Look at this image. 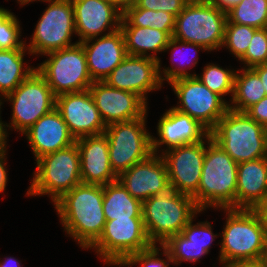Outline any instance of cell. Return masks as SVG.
<instances>
[{
  "instance_id": "cell-19",
  "label": "cell",
  "mask_w": 267,
  "mask_h": 267,
  "mask_svg": "<svg viewBox=\"0 0 267 267\" xmlns=\"http://www.w3.org/2000/svg\"><path fill=\"white\" fill-rule=\"evenodd\" d=\"M158 121L159 139L152 135V151L155 154H158L162 145L167 149H161V153L181 145L204 141L210 135V131L199 121L173 107L166 110Z\"/></svg>"
},
{
  "instance_id": "cell-14",
  "label": "cell",
  "mask_w": 267,
  "mask_h": 267,
  "mask_svg": "<svg viewBox=\"0 0 267 267\" xmlns=\"http://www.w3.org/2000/svg\"><path fill=\"white\" fill-rule=\"evenodd\" d=\"M207 138L164 151L161 156L166 163L170 187L176 192L194 196L198 191Z\"/></svg>"
},
{
  "instance_id": "cell-44",
  "label": "cell",
  "mask_w": 267,
  "mask_h": 267,
  "mask_svg": "<svg viewBox=\"0 0 267 267\" xmlns=\"http://www.w3.org/2000/svg\"><path fill=\"white\" fill-rule=\"evenodd\" d=\"M252 69L258 74L267 95V63L254 66Z\"/></svg>"
},
{
  "instance_id": "cell-6",
  "label": "cell",
  "mask_w": 267,
  "mask_h": 267,
  "mask_svg": "<svg viewBox=\"0 0 267 267\" xmlns=\"http://www.w3.org/2000/svg\"><path fill=\"white\" fill-rule=\"evenodd\" d=\"M227 12L209 0H190L175 17L172 37L203 46L207 52L222 48Z\"/></svg>"
},
{
  "instance_id": "cell-40",
  "label": "cell",
  "mask_w": 267,
  "mask_h": 267,
  "mask_svg": "<svg viewBox=\"0 0 267 267\" xmlns=\"http://www.w3.org/2000/svg\"><path fill=\"white\" fill-rule=\"evenodd\" d=\"M246 113L257 123L267 128V96L251 106Z\"/></svg>"
},
{
  "instance_id": "cell-25",
  "label": "cell",
  "mask_w": 267,
  "mask_h": 267,
  "mask_svg": "<svg viewBox=\"0 0 267 267\" xmlns=\"http://www.w3.org/2000/svg\"><path fill=\"white\" fill-rule=\"evenodd\" d=\"M127 54L160 60L156 54L164 52L171 37L165 32L151 27L120 26ZM153 54H150V53Z\"/></svg>"
},
{
  "instance_id": "cell-46",
  "label": "cell",
  "mask_w": 267,
  "mask_h": 267,
  "mask_svg": "<svg viewBox=\"0 0 267 267\" xmlns=\"http://www.w3.org/2000/svg\"><path fill=\"white\" fill-rule=\"evenodd\" d=\"M212 4L216 5L220 9H223L225 12H227L229 9H231L233 6L240 3L242 0H209Z\"/></svg>"
},
{
  "instance_id": "cell-13",
  "label": "cell",
  "mask_w": 267,
  "mask_h": 267,
  "mask_svg": "<svg viewBox=\"0 0 267 267\" xmlns=\"http://www.w3.org/2000/svg\"><path fill=\"white\" fill-rule=\"evenodd\" d=\"M179 99L174 109L188 114L211 131L229 109V102L208 89L197 76L180 78L169 83Z\"/></svg>"
},
{
  "instance_id": "cell-49",
  "label": "cell",
  "mask_w": 267,
  "mask_h": 267,
  "mask_svg": "<svg viewBox=\"0 0 267 267\" xmlns=\"http://www.w3.org/2000/svg\"><path fill=\"white\" fill-rule=\"evenodd\" d=\"M18 3L22 6V5H26L29 4L30 2H35V1H41V2H46L47 0H17Z\"/></svg>"
},
{
  "instance_id": "cell-22",
  "label": "cell",
  "mask_w": 267,
  "mask_h": 267,
  "mask_svg": "<svg viewBox=\"0 0 267 267\" xmlns=\"http://www.w3.org/2000/svg\"><path fill=\"white\" fill-rule=\"evenodd\" d=\"M80 153L81 181L84 184L106 185L117 181L109 158L105 133L76 140Z\"/></svg>"
},
{
  "instance_id": "cell-5",
  "label": "cell",
  "mask_w": 267,
  "mask_h": 267,
  "mask_svg": "<svg viewBox=\"0 0 267 267\" xmlns=\"http://www.w3.org/2000/svg\"><path fill=\"white\" fill-rule=\"evenodd\" d=\"M210 135L236 163L267 156V128L246 112L228 109Z\"/></svg>"
},
{
  "instance_id": "cell-12",
  "label": "cell",
  "mask_w": 267,
  "mask_h": 267,
  "mask_svg": "<svg viewBox=\"0 0 267 267\" xmlns=\"http://www.w3.org/2000/svg\"><path fill=\"white\" fill-rule=\"evenodd\" d=\"M48 7L35 25L31 42L26 45L30 54L40 56L65 49L76 34L74 8L71 0H47Z\"/></svg>"
},
{
  "instance_id": "cell-43",
  "label": "cell",
  "mask_w": 267,
  "mask_h": 267,
  "mask_svg": "<svg viewBox=\"0 0 267 267\" xmlns=\"http://www.w3.org/2000/svg\"><path fill=\"white\" fill-rule=\"evenodd\" d=\"M113 6H115L121 13H124L127 9L135 7L139 0H107Z\"/></svg>"
},
{
  "instance_id": "cell-24",
  "label": "cell",
  "mask_w": 267,
  "mask_h": 267,
  "mask_svg": "<svg viewBox=\"0 0 267 267\" xmlns=\"http://www.w3.org/2000/svg\"><path fill=\"white\" fill-rule=\"evenodd\" d=\"M267 197V158L238 163L236 209H254Z\"/></svg>"
},
{
  "instance_id": "cell-30",
  "label": "cell",
  "mask_w": 267,
  "mask_h": 267,
  "mask_svg": "<svg viewBox=\"0 0 267 267\" xmlns=\"http://www.w3.org/2000/svg\"><path fill=\"white\" fill-rule=\"evenodd\" d=\"M121 26L151 27L165 31L172 38L175 17L164 11L131 7L123 13Z\"/></svg>"
},
{
  "instance_id": "cell-18",
  "label": "cell",
  "mask_w": 267,
  "mask_h": 267,
  "mask_svg": "<svg viewBox=\"0 0 267 267\" xmlns=\"http://www.w3.org/2000/svg\"><path fill=\"white\" fill-rule=\"evenodd\" d=\"M74 8L77 42L115 32L123 13L107 0H71ZM107 31V33L105 32Z\"/></svg>"
},
{
  "instance_id": "cell-1",
  "label": "cell",
  "mask_w": 267,
  "mask_h": 267,
  "mask_svg": "<svg viewBox=\"0 0 267 267\" xmlns=\"http://www.w3.org/2000/svg\"><path fill=\"white\" fill-rule=\"evenodd\" d=\"M64 231L83 249L101 236L106 223L103 212V185L80 183L54 202Z\"/></svg>"
},
{
  "instance_id": "cell-10",
  "label": "cell",
  "mask_w": 267,
  "mask_h": 267,
  "mask_svg": "<svg viewBox=\"0 0 267 267\" xmlns=\"http://www.w3.org/2000/svg\"><path fill=\"white\" fill-rule=\"evenodd\" d=\"M3 99L12 104L11 122H5L6 127L22 135L56 106V96L36 69Z\"/></svg>"
},
{
  "instance_id": "cell-16",
  "label": "cell",
  "mask_w": 267,
  "mask_h": 267,
  "mask_svg": "<svg viewBox=\"0 0 267 267\" xmlns=\"http://www.w3.org/2000/svg\"><path fill=\"white\" fill-rule=\"evenodd\" d=\"M104 82L114 88L139 95L147 104L149 92L162 88L158 75V61L150 57L128 55L105 78Z\"/></svg>"
},
{
  "instance_id": "cell-7",
  "label": "cell",
  "mask_w": 267,
  "mask_h": 267,
  "mask_svg": "<svg viewBox=\"0 0 267 267\" xmlns=\"http://www.w3.org/2000/svg\"><path fill=\"white\" fill-rule=\"evenodd\" d=\"M28 196L48 195L52 203L82 183L80 153L76 142L36 161Z\"/></svg>"
},
{
  "instance_id": "cell-9",
  "label": "cell",
  "mask_w": 267,
  "mask_h": 267,
  "mask_svg": "<svg viewBox=\"0 0 267 267\" xmlns=\"http://www.w3.org/2000/svg\"><path fill=\"white\" fill-rule=\"evenodd\" d=\"M45 56L48 59L39 64L36 70L45 78L56 97L84 91L92 85L86 55L80 42Z\"/></svg>"
},
{
  "instance_id": "cell-23",
  "label": "cell",
  "mask_w": 267,
  "mask_h": 267,
  "mask_svg": "<svg viewBox=\"0 0 267 267\" xmlns=\"http://www.w3.org/2000/svg\"><path fill=\"white\" fill-rule=\"evenodd\" d=\"M23 135L29 141L35 161L76 142L56 108L39 118Z\"/></svg>"
},
{
  "instance_id": "cell-34",
  "label": "cell",
  "mask_w": 267,
  "mask_h": 267,
  "mask_svg": "<svg viewBox=\"0 0 267 267\" xmlns=\"http://www.w3.org/2000/svg\"><path fill=\"white\" fill-rule=\"evenodd\" d=\"M20 37L19 20L14 13L0 7V50L27 49L26 41Z\"/></svg>"
},
{
  "instance_id": "cell-47",
  "label": "cell",
  "mask_w": 267,
  "mask_h": 267,
  "mask_svg": "<svg viewBox=\"0 0 267 267\" xmlns=\"http://www.w3.org/2000/svg\"><path fill=\"white\" fill-rule=\"evenodd\" d=\"M221 264L222 267H262L260 262H232Z\"/></svg>"
},
{
  "instance_id": "cell-17",
  "label": "cell",
  "mask_w": 267,
  "mask_h": 267,
  "mask_svg": "<svg viewBox=\"0 0 267 267\" xmlns=\"http://www.w3.org/2000/svg\"><path fill=\"white\" fill-rule=\"evenodd\" d=\"M89 91L106 126L143 117L148 111V104L139 95L104 81H94Z\"/></svg>"
},
{
  "instance_id": "cell-4",
  "label": "cell",
  "mask_w": 267,
  "mask_h": 267,
  "mask_svg": "<svg viewBox=\"0 0 267 267\" xmlns=\"http://www.w3.org/2000/svg\"><path fill=\"white\" fill-rule=\"evenodd\" d=\"M199 213L192 196L172 187L142 202L143 223L152 244L162 245L170 236L181 233Z\"/></svg>"
},
{
  "instance_id": "cell-28",
  "label": "cell",
  "mask_w": 267,
  "mask_h": 267,
  "mask_svg": "<svg viewBox=\"0 0 267 267\" xmlns=\"http://www.w3.org/2000/svg\"><path fill=\"white\" fill-rule=\"evenodd\" d=\"M266 92L258 74L252 68L236 70L234 93L230 99L229 109L246 112L251 106L264 98Z\"/></svg>"
},
{
  "instance_id": "cell-33",
  "label": "cell",
  "mask_w": 267,
  "mask_h": 267,
  "mask_svg": "<svg viewBox=\"0 0 267 267\" xmlns=\"http://www.w3.org/2000/svg\"><path fill=\"white\" fill-rule=\"evenodd\" d=\"M162 246L169 252L176 266L183 261L200 262V258L208 254L202 246L193 245L182 233L170 236Z\"/></svg>"
},
{
  "instance_id": "cell-26",
  "label": "cell",
  "mask_w": 267,
  "mask_h": 267,
  "mask_svg": "<svg viewBox=\"0 0 267 267\" xmlns=\"http://www.w3.org/2000/svg\"><path fill=\"white\" fill-rule=\"evenodd\" d=\"M103 212L106 221L143 218L142 202L134 198L118 180L103 185Z\"/></svg>"
},
{
  "instance_id": "cell-36",
  "label": "cell",
  "mask_w": 267,
  "mask_h": 267,
  "mask_svg": "<svg viewBox=\"0 0 267 267\" xmlns=\"http://www.w3.org/2000/svg\"><path fill=\"white\" fill-rule=\"evenodd\" d=\"M159 255H164L165 260ZM170 263L173 264L169 252L162 245L158 247L153 244L148 249L129 256L120 266L132 267V265L141 264V267H170Z\"/></svg>"
},
{
  "instance_id": "cell-29",
  "label": "cell",
  "mask_w": 267,
  "mask_h": 267,
  "mask_svg": "<svg viewBox=\"0 0 267 267\" xmlns=\"http://www.w3.org/2000/svg\"><path fill=\"white\" fill-rule=\"evenodd\" d=\"M189 50V49H193L192 51H195V54L198 53V49L199 50H202V51H207L203 46L201 45H198V44H194V43H189V42H183V41H180V40H177L175 38H171L168 45L166 46L164 52H167L169 50H171V60L172 61H176L175 60V57H176V54L177 56L181 54V56L183 55V51L185 50ZM183 50V51H181ZM181 51V53H180ZM190 51V50H189ZM179 53V54H178ZM186 54V53H185ZM188 54V53H187ZM194 54V52L192 53ZM180 56V57H181ZM186 55L182 56L183 58L185 57ZM196 56V55H195ZM193 57V56H192ZM182 58V59H183ZM186 58V57H185ZM188 58V57H187ZM190 58V57H189ZM180 59V58H179ZM181 59V60H182ZM191 59V58H190ZM185 62V61H184ZM189 63H187V68L184 67V64H182L180 66V63L177 64V66L175 64L172 63V67H166V68H163L161 67V60L158 61V75L161 79V82L163 83L164 81H167L168 83H171L172 81L174 80H177V79H180V78H187V77H192V76H196L197 74L194 73H188L187 69H189L191 71V68L195 67V65L197 64L198 62V58L197 56L194 57V59H191V63L190 61H188ZM177 63V62H176ZM186 65V64H185ZM176 66V67H175ZM163 68V70H162ZM162 70V71H161ZM163 74V75H162Z\"/></svg>"
},
{
  "instance_id": "cell-2",
  "label": "cell",
  "mask_w": 267,
  "mask_h": 267,
  "mask_svg": "<svg viewBox=\"0 0 267 267\" xmlns=\"http://www.w3.org/2000/svg\"><path fill=\"white\" fill-rule=\"evenodd\" d=\"M237 168L238 163L209 135L198 191L193 196L201 212L209 207L236 209Z\"/></svg>"
},
{
  "instance_id": "cell-50",
  "label": "cell",
  "mask_w": 267,
  "mask_h": 267,
  "mask_svg": "<svg viewBox=\"0 0 267 267\" xmlns=\"http://www.w3.org/2000/svg\"><path fill=\"white\" fill-rule=\"evenodd\" d=\"M262 267H267V254L260 261Z\"/></svg>"
},
{
  "instance_id": "cell-3",
  "label": "cell",
  "mask_w": 267,
  "mask_h": 267,
  "mask_svg": "<svg viewBox=\"0 0 267 267\" xmlns=\"http://www.w3.org/2000/svg\"><path fill=\"white\" fill-rule=\"evenodd\" d=\"M226 213L220 234L219 262H260L267 254V236L253 209H219Z\"/></svg>"
},
{
  "instance_id": "cell-8",
  "label": "cell",
  "mask_w": 267,
  "mask_h": 267,
  "mask_svg": "<svg viewBox=\"0 0 267 267\" xmlns=\"http://www.w3.org/2000/svg\"><path fill=\"white\" fill-rule=\"evenodd\" d=\"M147 114L106 126L110 164L117 176L153 154L152 135L145 127Z\"/></svg>"
},
{
  "instance_id": "cell-38",
  "label": "cell",
  "mask_w": 267,
  "mask_h": 267,
  "mask_svg": "<svg viewBox=\"0 0 267 267\" xmlns=\"http://www.w3.org/2000/svg\"><path fill=\"white\" fill-rule=\"evenodd\" d=\"M192 219L182 230V234L191 241L193 245L202 246L208 253L212 242L217 238V234L212 232L211 223L208 221L193 224Z\"/></svg>"
},
{
  "instance_id": "cell-45",
  "label": "cell",
  "mask_w": 267,
  "mask_h": 267,
  "mask_svg": "<svg viewBox=\"0 0 267 267\" xmlns=\"http://www.w3.org/2000/svg\"><path fill=\"white\" fill-rule=\"evenodd\" d=\"M1 110V106H0ZM1 112V111H0ZM1 114V113H0ZM5 123L1 120L0 116V153L7 151V137H8V132Z\"/></svg>"
},
{
  "instance_id": "cell-11",
  "label": "cell",
  "mask_w": 267,
  "mask_h": 267,
  "mask_svg": "<svg viewBox=\"0 0 267 267\" xmlns=\"http://www.w3.org/2000/svg\"><path fill=\"white\" fill-rule=\"evenodd\" d=\"M152 245L143 218H129L106 221L101 236L90 249H94L105 264L120 267L129 256Z\"/></svg>"
},
{
  "instance_id": "cell-21",
  "label": "cell",
  "mask_w": 267,
  "mask_h": 267,
  "mask_svg": "<svg viewBox=\"0 0 267 267\" xmlns=\"http://www.w3.org/2000/svg\"><path fill=\"white\" fill-rule=\"evenodd\" d=\"M80 43L83 46L93 82L104 81L113 69L128 56L120 28L110 34Z\"/></svg>"
},
{
  "instance_id": "cell-37",
  "label": "cell",
  "mask_w": 267,
  "mask_h": 267,
  "mask_svg": "<svg viewBox=\"0 0 267 267\" xmlns=\"http://www.w3.org/2000/svg\"><path fill=\"white\" fill-rule=\"evenodd\" d=\"M239 61L244 64V68L267 63V28L258 29L254 33L247 51Z\"/></svg>"
},
{
  "instance_id": "cell-39",
  "label": "cell",
  "mask_w": 267,
  "mask_h": 267,
  "mask_svg": "<svg viewBox=\"0 0 267 267\" xmlns=\"http://www.w3.org/2000/svg\"><path fill=\"white\" fill-rule=\"evenodd\" d=\"M190 0H139L136 8L164 11L176 17Z\"/></svg>"
},
{
  "instance_id": "cell-35",
  "label": "cell",
  "mask_w": 267,
  "mask_h": 267,
  "mask_svg": "<svg viewBox=\"0 0 267 267\" xmlns=\"http://www.w3.org/2000/svg\"><path fill=\"white\" fill-rule=\"evenodd\" d=\"M257 30V28L247 25L226 23L222 48H227L239 60L247 51L251 39Z\"/></svg>"
},
{
  "instance_id": "cell-31",
  "label": "cell",
  "mask_w": 267,
  "mask_h": 267,
  "mask_svg": "<svg viewBox=\"0 0 267 267\" xmlns=\"http://www.w3.org/2000/svg\"><path fill=\"white\" fill-rule=\"evenodd\" d=\"M227 23L267 28V0H242L227 11Z\"/></svg>"
},
{
  "instance_id": "cell-42",
  "label": "cell",
  "mask_w": 267,
  "mask_h": 267,
  "mask_svg": "<svg viewBox=\"0 0 267 267\" xmlns=\"http://www.w3.org/2000/svg\"><path fill=\"white\" fill-rule=\"evenodd\" d=\"M253 210L258 215L267 236V197L262 202H260Z\"/></svg>"
},
{
  "instance_id": "cell-41",
  "label": "cell",
  "mask_w": 267,
  "mask_h": 267,
  "mask_svg": "<svg viewBox=\"0 0 267 267\" xmlns=\"http://www.w3.org/2000/svg\"><path fill=\"white\" fill-rule=\"evenodd\" d=\"M6 153L7 151L0 153V193H3V191H5L8 182V173L6 169Z\"/></svg>"
},
{
  "instance_id": "cell-15",
  "label": "cell",
  "mask_w": 267,
  "mask_h": 267,
  "mask_svg": "<svg viewBox=\"0 0 267 267\" xmlns=\"http://www.w3.org/2000/svg\"><path fill=\"white\" fill-rule=\"evenodd\" d=\"M55 108L75 140L105 132L106 125L89 89L58 95Z\"/></svg>"
},
{
  "instance_id": "cell-48",
  "label": "cell",
  "mask_w": 267,
  "mask_h": 267,
  "mask_svg": "<svg viewBox=\"0 0 267 267\" xmlns=\"http://www.w3.org/2000/svg\"><path fill=\"white\" fill-rule=\"evenodd\" d=\"M0 267H22V264L21 261L10 256L0 262Z\"/></svg>"
},
{
  "instance_id": "cell-27",
  "label": "cell",
  "mask_w": 267,
  "mask_h": 267,
  "mask_svg": "<svg viewBox=\"0 0 267 267\" xmlns=\"http://www.w3.org/2000/svg\"><path fill=\"white\" fill-rule=\"evenodd\" d=\"M28 49L0 50V106L3 99L12 93L35 69L24 66V54Z\"/></svg>"
},
{
  "instance_id": "cell-20",
  "label": "cell",
  "mask_w": 267,
  "mask_h": 267,
  "mask_svg": "<svg viewBox=\"0 0 267 267\" xmlns=\"http://www.w3.org/2000/svg\"><path fill=\"white\" fill-rule=\"evenodd\" d=\"M117 180L141 202L170 187L167 166L160 154H151L121 173Z\"/></svg>"
},
{
  "instance_id": "cell-32",
  "label": "cell",
  "mask_w": 267,
  "mask_h": 267,
  "mask_svg": "<svg viewBox=\"0 0 267 267\" xmlns=\"http://www.w3.org/2000/svg\"><path fill=\"white\" fill-rule=\"evenodd\" d=\"M214 63L204 66L202 75H196L198 79L212 92L220 95L224 100V96L234 93V78L236 70L224 69Z\"/></svg>"
}]
</instances>
